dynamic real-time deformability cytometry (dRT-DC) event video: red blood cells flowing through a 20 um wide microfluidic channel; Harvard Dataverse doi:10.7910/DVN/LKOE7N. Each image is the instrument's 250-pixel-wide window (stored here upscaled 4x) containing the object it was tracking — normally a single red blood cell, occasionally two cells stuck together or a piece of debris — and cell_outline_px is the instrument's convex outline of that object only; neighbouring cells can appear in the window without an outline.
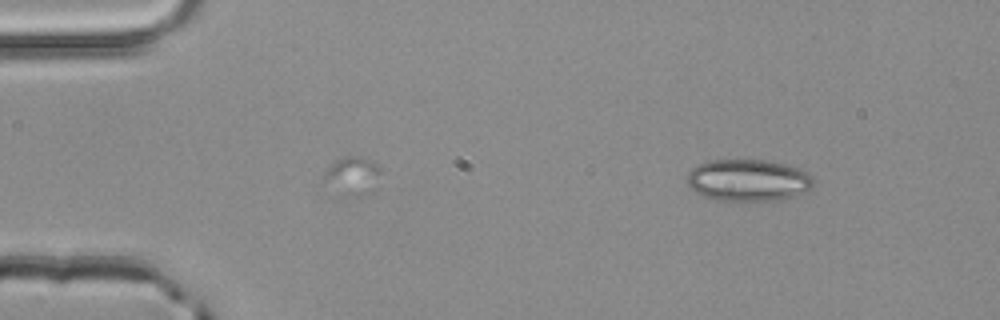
{"species": "common noctule bat (a hibernating species)", "species_latin": "Nyctalus noctula", "temperature_condition": "room temperature", "stored_images_in_passage": 6, "camera_frame_rate_fps": 3000, "um_per_image_px": 0.085, "animal": {"sex": "male", "body_mass_g": 20.4}, "frame": {"image": 1, "passage_image": 6, "time_ms": 1.667, "image_size_px": [1000, 320], "cell_outline_px": [[812, 188], [808, 192], [780, 200], [720, 200], [704, 196], [696, 192], [688, 184], [688, 172], [692, 168], [700, 164], [712, 160], [764, 160], [784, 164], [796, 168], [812, 176]], "centroid_in_image_um": [63.61, 15.32], "position_along_channel_um": 21.4, "area_um2": 30.46}}